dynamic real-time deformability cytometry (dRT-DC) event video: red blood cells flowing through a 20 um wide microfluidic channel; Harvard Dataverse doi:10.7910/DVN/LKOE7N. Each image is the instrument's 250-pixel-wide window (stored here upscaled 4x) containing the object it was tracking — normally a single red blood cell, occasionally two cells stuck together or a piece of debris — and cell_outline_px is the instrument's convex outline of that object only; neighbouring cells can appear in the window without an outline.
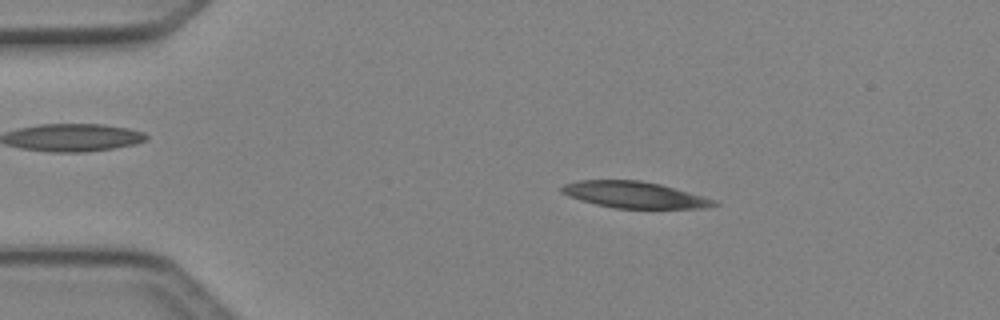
{"species": "Egyptian fruit bat (a non-hibernating species)", "species_latin": "Rousettus aegyptiacus", "temperature_condition": "cold", "stored_images_in_passage": 48, "camera_frame_rate_fps": 3000, "um_per_image_px": 0.085, "animal": {"sex": "female"}, "frame": {"image": 1, "passage_image": 9, "time_ms": 2.667, "image_size_px": [1000, 320], "cell_outline_px": [[720, 204], [708, 208], [616, 208], [596, 204], [580, 200], [568, 196], [560, 192], [560, 188], [564, 184], [576, 180], [640, 180], [660, 184], [704, 196], [716, 200]], "centroid_in_image_um": [53.93, 16.55], "position_along_channel_um": 31.1, "area_um2": 23.52}}
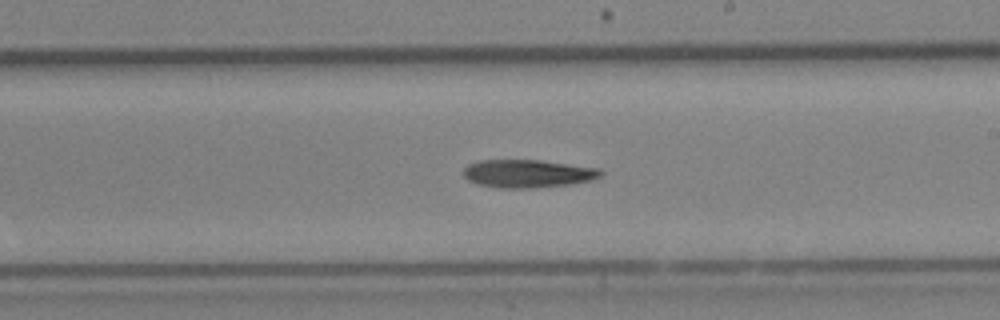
{"frame": {"image": 2, "passage_image": 28, "time_ms": 9.0, "image_size_px": [1000, 320], "cell_outline_px": [[604, 172], [600, 176], [592, 180], [572, 184], [528, 188], [496, 188], [476, 184], [468, 180], [464, 176], [464, 168], [468, 164], [480, 160], [540, 160], [600, 168]], "centroid_in_image_um": [44.86, 14.76], "position_along_channel_um": 244.1, "area_um2": 22.54}}
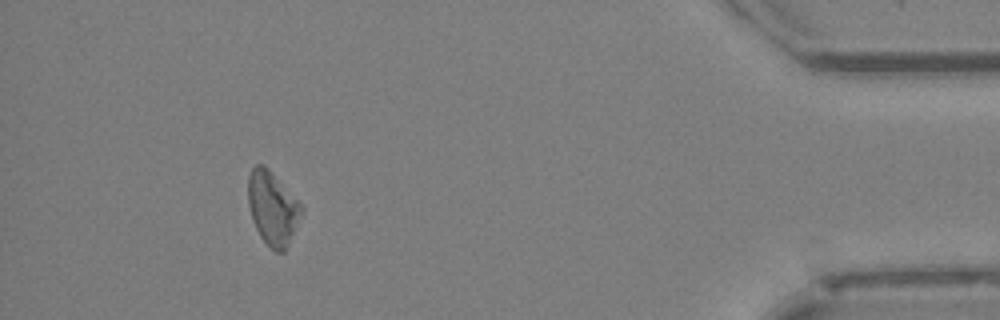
{"frame": {"image": 3, "passage_image": 44, "time_ms": 14.333, "image_size_px": [1000, 320], "cell_outline_px": [[304, 208], [288, 244], [284, 252], [276, 252], [260, 236], [252, 220], [248, 204], [248, 176], [252, 168], [256, 164], [264, 164], [268, 168]], "centroid_in_image_um": [23.14, 17.67], "position_along_channel_um": 412.1, "area_um2": 22.43}, "authors_computed_cell_mechanics": {"area_um2": 23.1489, "velocity_mm_per_s": 4.2248, "shape_relaxation_time_tau1_ms": 6.1952, "shape_relaxation_time_tau2_ms": null, "deformation_change_tau1": 0.1391, "deformation_change_tau2": null}}